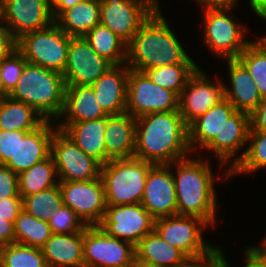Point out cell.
<instances>
[{
  "label": "cell",
  "mask_w": 266,
  "mask_h": 267,
  "mask_svg": "<svg viewBox=\"0 0 266 267\" xmlns=\"http://www.w3.org/2000/svg\"><path fill=\"white\" fill-rule=\"evenodd\" d=\"M190 152L188 126L179 111L136 118L135 158L168 165L187 158Z\"/></svg>",
  "instance_id": "1"
},
{
  "label": "cell",
  "mask_w": 266,
  "mask_h": 267,
  "mask_svg": "<svg viewBox=\"0 0 266 267\" xmlns=\"http://www.w3.org/2000/svg\"><path fill=\"white\" fill-rule=\"evenodd\" d=\"M158 7L127 44L126 65L141 71L178 63H195Z\"/></svg>",
  "instance_id": "2"
},
{
  "label": "cell",
  "mask_w": 266,
  "mask_h": 267,
  "mask_svg": "<svg viewBox=\"0 0 266 267\" xmlns=\"http://www.w3.org/2000/svg\"><path fill=\"white\" fill-rule=\"evenodd\" d=\"M189 157L172 163L177 215L194 216L204 220L209 226L216 220L215 177L209 162Z\"/></svg>",
  "instance_id": "3"
},
{
  "label": "cell",
  "mask_w": 266,
  "mask_h": 267,
  "mask_svg": "<svg viewBox=\"0 0 266 267\" xmlns=\"http://www.w3.org/2000/svg\"><path fill=\"white\" fill-rule=\"evenodd\" d=\"M65 89L61 73L27 62L9 97L31 106L46 120L55 121L63 110Z\"/></svg>",
  "instance_id": "4"
},
{
  "label": "cell",
  "mask_w": 266,
  "mask_h": 267,
  "mask_svg": "<svg viewBox=\"0 0 266 267\" xmlns=\"http://www.w3.org/2000/svg\"><path fill=\"white\" fill-rule=\"evenodd\" d=\"M155 164L133 158L111 159L101 166L107 205L138 204L142 201L149 170Z\"/></svg>",
  "instance_id": "5"
},
{
  "label": "cell",
  "mask_w": 266,
  "mask_h": 267,
  "mask_svg": "<svg viewBox=\"0 0 266 267\" xmlns=\"http://www.w3.org/2000/svg\"><path fill=\"white\" fill-rule=\"evenodd\" d=\"M70 36L55 22L49 27L23 34L16 40V48L32 64L63 74Z\"/></svg>",
  "instance_id": "6"
},
{
  "label": "cell",
  "mask_w": 266,
  "mask_h": 267,
  "mask_svg": "<svg viewBox=\"0 0 266 267\" xmlns=\"http://www.w3.org/2000/svg\"><path fill=\"white\" fill-rule=\"evenodd\" d=\"M172 111H179V97L174 92L156 85L144 72L129 69L125 112L136 119Z\"/></svg>",
  "instance_id": "7"
},
{
  "label": "cell",
  "mask_w": 266,
  "mask_h": 267,
  "mask_svg": "<svg viewBox=\"0 0 266 267\" xmlns=\"http://www.w3.org/2000/svg\"><path fill=\"white\" fill-rule=\"evenodd\" d=\"M204 42L215 55L236 59L250 43L244 40L246 28L228 15L230 9H203ZM249 41V42H248Z\"/></svg>",
  "instance_id": "8"
},
{
  "label": "cell",
  "mask_w": 266,
  "mask_h": 267,
  "mask_svg": "<svg viewBox=\"0 0 266 267\" xmlns=\"http://www.w3.org/2000/svg\"><path fill=\"white\" fill-rule=\"evenodd\" d=\"M50 155L56 167L58 181H89L100 177L102 165L84 153L59 128L52 136Z\"/></svg>",
  "instance_id": "9"
},
{
  "label": "cell",
  "mask_w": 266,
  "mask_h": 267,
  "mask_svg": "<svg viewBox=\"0 0 266 267\" xmlns=\"http://www.w3.org/2000/svg\"><path fill=\"white\" fill-rule=\"evenodd\" d=\"M158 0H100V24L126 44L159 7Z\"/></svg>",
  "instance_id": "10"
},
{
  "label": "cell",
  "mask_w": 266,
  "mask_h": 267,
  "mask_svg": "<svg viewBox=\"0 0 266 267\" xmlns=\"http://www.w3.org/2000/svg\"><path fill=\"white\" fill-rule=\"evenodd\" d=\"M135 247L109 236L99 226H87L83 231L84 267H130Z\"/></svg>",
  "instance_id": "11"
},
{
  "label": "cell",
  "mask_w": 266,
  "mask_h": 267,
  "mask_svg": "<svg viewBox=\"0 0 266 267\" xmlns=\"http://www.w3.org/2000/svg\"><path fill=\"white\" fill-rule=\"evenodd\" d=\"M209 225L194 216H168L154 220V230L164 241L178 248L187 257L209 252L215 245L204 241L202 231Z\"/></svg>",
  "instance_id": "12"
},
{
  "label": "cell",
  "mask_w": 266,
  "mask_h": 267,
  "mask_svg": "<svg viewBox=\"0 0 266 267\" xmlns=\"http://www.w3.org/2000/svg\"><path fill=\"white\" fill-rule=\"evenodd\" d=\"M154 220L141 203L107 205L98 226L109 236L129 242L135 247L154 230Z\"/></svg>",
  "instance_id": "13"
},
{
  "label": "cell",
  "mask_w": 266,
  "mask_h": 267,
  "mask_svg": "<svg viewBox=\"0 0 266 267\" xmlns=\"http://www.w3.org/2000/svg\"><path fill=\"white\" fill-rule=\"evenodd\" d=\"M65 206L71 208L86 226H98L106 209L101 176L89 181H59Z\"/></svg>",
  "instance_id": "14"
},
{
  "label": "cell",
  "mask_w": 266,
  "mask_h": 267,
  "mask_svg": "<svg viewBox=\"0 0 266 267\" xmlns=\"http://www.w3.org/2000/svg\"><path fill=\"white\" fill-rule=\"evenodd\" d=\"M204 73L198 68L179 96V112L187 126L224 99L223 81L214 83Z\"/></svg>",
  "instance_id": "15"
},
{
  "label": "cell",
  "mask_w": 266,
  "mask_h": 267,
  "mask_svg": "<svg viewBox=\"0 0 266 267\" xmlns=\"http://www.w3.org/2000/svg\"><path fill=\"white\" fill-rule=\"evenodd\" d=\"M4 26L15 40L54 23L51 0H3Z\"/></svg>",
  "instance_id": "16"
},
{
  "label": "cell",
  "mask_w": 266,
  "mask_h": 267,
  "mask_svg": "<svg viewBox=\"0 0 266 267\" xmlns=\"http://www.w3.org/2000/svg\"><path fill=\"white\" fill-rule=\"evenodd\" d=\"M112 66L84 37H70L67 63L62 74L66 84L93 85Z\"/></svg>",
  "instance_id": "17"
},
{
  "label": "cell",
  "mask_w": 266,
  "mask_h": 267,
  "mask_svg": "<svg viewBox=\"0 0 266 267\" xmlns=\"http://www.w3.org/2000/svg\"><path fill=\"white\" fill-rule=\"evenodd\" d=\"M141 204L154 219L177 215L172 164H156L149 170Z\"/></svg>",
  "instance_id": "18"
},
{
  "label": "cell",
  "mask_w": 266,
  "mask_h": 267,
  "mask_svg": "<svg viewBox=\"0 0 266 267\" xmlns=\"http://www.w3.org/2000/svg\"><path fill=\"white\" fill-rule=\"evenodd\" d=\"M51 123V120H45L32 131H17L16 152L5 166L19 175L46 159L50 155L51 139L57 129Z\"/></svg>",
  "instance_id": "19"
},
{
  "label": "cell",
  "mask_w": 266,
  "mask_h": 267,
  "mask_svg": "<svg viewBox=\"0 0 266 267\" xmlns=\"http://www.w3.org/2000/svg\"><path fill=\"white\" fill-rule=\"evenodd\" d=\"M129 69L126 63L113 65L91 85L100 107L107 115L126 111Z\"/></svg>",
  "instance_id": "20"
},
{
  "label": "cell",
  "mask_w": 266,
  "mask_h": 267,
  "mask_svg": "<svg viewBox=\"0 0 266 267\" xmlns=\"http://www.w3.org/2000/svg\"><path fill=\"white\" fill-rule=\"evenodd\" d=\"M107 117L81 122H59L57 128L63 130L71 140L88 156L101 165L111 159L107 156L104 131Z\"/></svg>",
  "instance_id": "21"
},
{
  "label": "cell",
  "mask_w": 266,
  "mask_h": 267,
  "mask_svg": "<svg viewBox=\"0 0 266 267\" xmlns=\"http://www.w3.org/2000/svg\"><path fill=\"white\" fill-rule=\"evenodd\" d=\"M233 105L224 98L188 126L190 151L205 149L213 140H222L225 121L235 112ZM197 144V145H196Z\"/></svg>",
  "instance_id": "22"
},
{
  "label": "cell",
  "mask_w": 266,
  "mask_h": 267,
  "mask_svg": "<svg viewBox=\"0 0 266 267\" xmlns=\"http://www.w3.org/2000/svg\"><path fill=\"white\" fill-rule=\"evenodd\" d=\"M250 131V114L235 111L225 121L222 128V140H213L205 149L217 156L221 167L232 162L237 151L248 145ZM229 161V162H228Z\"/></svg>",
  "instance_id": "23"
},
{
  "label": "cell",
  "mask_w": 266,
  "mask_h": 267,
  "mask_svg": "<svg viewBox=\"0 0 266 267\" xmlns=\"http://www.w3.org/2000/svg\"><path fill=\"white\" fill-rule=\"evenodd\" d=\"M226 60L232 88L224 86V98L235 110L251 114L259 105L262 96L247 69L237 59Z\"/></svg>",
  "instance_id": "24"
},
{
  "label": "cell",
  "mask_w": 266,
  "mask_h": 267,
  "mask_svg": "<svg viewBox=\"0 0 266 267\" xmlns=\"http://www.w3.org/2000/svg\"><path fill=\"white\" fill-rule=\"evenodd\" d=\"M108 115L100 107L91 85L66 84L61 122H81L102 119Z\"/></svg>",
  "instance_id": "25"
},
{
  "label": "cell",
  "mask_w": 266,
  "mask_h": 267,
  "mask_svg": "<svg viewBox=\"0 0 266 267\" xmlns=\"http://www.w3.org/2000/svg\"><path fill=\"white\" fill-rule=\"evenodd\" d=\"M104 133L106 153L110 159L134 157L136 134L134 117L127 112L108 115Z\"/></svg>",
  "instance_id": "26"
},
{
  "label": "cell",
  "mask_w": 266,
  "mask_h": 267,
  "mask_svg": "<svg viewBox=\"0 0 266 267\" xmlns=\"http://www.w3.org/2000/svg\"><path fill=\"white\" fill-rule=\"evenodd\" d=\"M41 250L48 267H83V231L52 234Z\"/></svg>",
  "instance_id": "27"
},
{
  "label": "cell",
  "mask_w": 266,
  "mask_h": 267,
  "mask_svg": "<svg viewBox=\"0 0 266 267\" xmlns=\"http://www.w3.org/2000/svg\"><path fill=\"white\" fill-rule=\"evenodd\" d=\"M54 22L70 37H84L100 24V0H81L64 10Z\"/></svg>",
  "instance_id": "28"
},
{
  "label": "cell",
  "mask_w": 266,
  "mask_h": 267,
  "mask_svg": "<svg viewBox=\"0 0 266 267\" xmlns=\"http://www.w3.org/2000/svg\"><path fill=\"white\" fill-rule=\"evenodd\" d=\"M135 256L156 267H177L187 258L178 248L164 241L155 230L138 242Z\"/></svg>",
  "instance_id": "29"
},
{
  "label": "cell",
  "mask_w": 266,
  "mask_h": 267,
  "mask_svg": "<svg viewBox=\"0 0 266 267\" xmlns=\"http://www.w3.org/2000/svg\"><path fill=\"white\" fill-rule=\"evenodd\" d=\"M46 119L27 104L6 97L0 101V130L32 131Z\"/></svg>",
  "instance_id": "30"
},
{
  "label": "cell",
  "mask_w": 266,
  "mask_h": 267,
  "mask_svg": "<svg viewBox=\"0 0 266 267\" xmlns=\"http://www.w3.org/2000/svg\"><path fill=\"white\" fill-rule=\"evenodd\" d=\"M248 143L249 147L224 171V178L266 168V132L249 131Z\"/></svg>",
  "instance_id": "31"
},
{
  "label": "cell",
  "mask_w": 266,
  "mask_h": 267,
  "mask_svg": "<svg viewBox=\"0 0 266 267\" xmlns=\"http://www.w3.org/2000/svg\"><path fill=\"white\" fill-rule=\"evenodd\" d=\"M84 38L101 57L112 65L126 63L127 44L108 27L98 24Z\"/></svg>",
  "instance_id": "32"
},
{
  "label": "cell",
  "mask_w": 266,
  "mask_h": 267,
  "mask_svg": "<svg viewBox=\"0 0 266 267\" xmlns=\"http://www.w3.org/2000/svg\"><path fill=\"white\" fill-rule=\"evenodd\" d=\"M54 161L49 155L46 159L31 166L18 175V192L24 198L27 195L52 188L59 184Z\"/></svg>",
  "instance_id": "33"
},
{
  "label": "cell",
  "mask_w": 266,
  "mask_h": 267,
  "mask_svg": "<svg viewBox=\"0 0 266 267\" xmlns=\"http://www.w3.org/2000/svg\"><path fill=\"white\" fill-rule=\"evenodd\" d=\"M198 68L195 63H178L147 69L143 72L153 83L174 92L179 97L189 78Z\"/></svg>",
  "instance_id": "34"
},
{
  "label": "cell",
  "mask_w": 266,
  "mask_h": 267,
  "mask_svg": "<svg viewBox=\"0 0 266 267\" xmlns=\"http://www.w3.org/2000/svg\"><path fill=\"white\" fill-rule=\"evenodd\" d=\"M15 243L41 248L52 236L48 221H42L22 209L14 221Z\"/></svg>",
  "instance_id": "35"
},
{
  "label": "cell",
  "mask_w": 266,
  "mask_h": 267,
  "mask_svg": "<svg viewBox=\"0 0 266 267\" xmlns=\"http://www.w3.org/2000/svg\"><path fill=\"white\" fill-rule=\"evenodd\" d=\"M63 205L59 184L23 198V209L42 221H48Z\"/></svg>",
  "instance_id": "36"
},
{
  "label": "cell",
  "mask_w": 266,
  "mask_h": 267,
  "mask_svg": "<svg viewBox=\"0 0 266 267\" xmlns=\"http://www.w3.org/2000/svg\"><path fill=\"white\" fill-rule=\"evenodd\" d=\"M0 267H48L41 248L12 243L0 247Z\"/></svg>",
  "instance_id": "37"
},
{
  "label": "cell",
  "mask_w": 266,
  "mask_h": 267,
  "mask_svg": "<svg viewBox=\"0 0 266 267\" xmlns=\"http://www.w3.org/2000/svg\"><path fill=\"white\" fill-rule=\"evenodd\" d=\"M249 72L262 97L266 96V49L256 40L236 58Z\"/></svg>",
  "instance_id": "38"
},
{
  "label": "cell",
  "mask_w": 266,
  "mask_h": 267,
  "mask_svg": "<svg viewBox=\"0 0 266 267\" xmlns=\"http://www.w3.org/2000/svg\"><path fill=\"white\" fill-rule=\"evenodd\" d=\"M27 62L28 61L17 48H14L8 55L0 59V74L8 94H10L17 85Z\"/></svg>",
  "instance_id": "39"
},
{
  "label": "cell",
  "mask_w": 266,
  "mask_h": 267,
  "mask_svg": "<svg viewBox=\"0 0 266 267\" xmlns=\"http://www.w3.org/2000/svg\"><path fill=\"white\" fill-rule=\"evenodd\" d=\"M48 224L53 234L79 233L87 227L77 214L65 205L49 218Z\"/></svg>",
  "instance_id": "40"
},
{
  "label": "cell",
  "mask_w": 266,
  "mask_h": 267,
  "mask_svg": "<svg viewBox=\"0 0 266 267\" xmlns=\"http://www.w3.org/2000/svg\"><path fill=\"white\" fill-rule=\"evenodd\" d=\"M22 197L18 192V175L5 165H0V199Z\"/></svg>",
  "instance_id": "41"
},
{
  "label": "cell",
  "mask_w": 266,
  "mask_h": 267,
  "mask_svg": "<svg viewBox=\"0 0 266 267\" xmlns=\"http://www.w3.org/2000/svg\"><path fill=\"white\" fill-rule=\"evenodd\" d=\"M220 247H213L209 252L197 256L187 257L177 267H215L222 260Z\"/></svg>",
  "instance_id": "42"
},
{
  "label": "cell",
  "mask_w": 266,
  "mask_h": 267,
  "mask_svg": "<svg viewBox=\"0 0 266 267\" xmlns=\"http://www.w3.org/2000/svg\"><path fill=\"white\" fill-rule=\"evenodd\" d=\"M17 148V131L0 130V165L14 156Z\"/></svg>",
  "instance_id": "43"
},
{
  "label": "cell",
  "mask_w": 266,
  "mask_h": 267,
  "mask_svg": "<svg viewBox=\"0 0 266 267\" xmlns=\"http://www.w3.org/2000/svg\"><path fill=\"white\" fill-rule=\"evenodd\" d=\"M250 131L266 132V96L250 114Z\"/></svg>",
  "instance_id": "44"
},
{
  "label": "cell",
  "mask_w": 266,
  "mask_h": 267,
  "mask_svg": "<svg viewBox=\"0 0 266 267\" xmlns=\"http://www.w3.org/2000/svg\"><path fill=\"white\" fill-rule=\"evenodd\" d=\"M22 209V197L0 199V217H17Z\"/></svg>",
  "instance_id": "45"
},
{
  "label": "cell",
  "mask_w": 266,
  "mask_h": 267,
  "mask_svg": "<svg viewBox=\"0 0 266 267\" xmlns=\"http://www.w3.org/2000/svg\"><path fill=\"white\" fill-rule=\"evenodd\" d=\"M17 217H0V247L15 243L14 221Z\"/></svg>",
  "instance_id": "46"
},
{
  "label": "cell",
  "mask_w": 266,
  "mask_h": 267,
  "mask_svg": "<svg viewBox=\"0 0 266 267\" xmlns=\"http://www.w3.org/2000/svg\"><path fill=\"white\" fill-rule=\"evenodd\" d=\"M244 253L247 262L244 267H266V254L259 246L247 247Z\"/></svg>",
  "instance_id": "47"
},
{
  "label": "cell",
  "mask_w": 266,
  "mask_h": 267,
  "mask_svg": "<svg viewBox=\"0 0 266 267\" xmlns=\"http://www.w3.org/2000/svg\"><path fill=\"white\" fill-rule=\"evenodd\" d=\"M14 48H16V40L5 26L0 27V59L8 55Z\"/></svg>",
  "instance_id": "48"
},
{
  "label": "cell",
  "mask_w": 266,
  "mask_h": 267,
  "mask_svg": "<svg viewBox=\"0 0 266 267\" xmlns=\"http://www.w3.org/2000/svg\"><path fill=\"white\" fill-rule=\"evenodd\" d=\"M199 3L201 9H230L234 8V5L238 0H196Z\"/></svg>",
  "instance_id": "49"
},
{
  "label": "cell",
  "mask_w": 266,
  "mask_h": 267,
  "mask_svg": "<svg viewBox=\"0 0 266 267\" xmlns=\"http://www.w3.org/2000/svg\"><path fill=\"white\" fill-rule=\"evenodd\" d=\"M81 0H51L52 2V15L54 20L66 9L76 5Z\"/></svg>",
  "instance_id": "50"
},
{
  "label": "cell",
  "mask_w": 266,
  "mask_h": 267,
  "mask_svg": "<svg viewBox=\"0 0 266 267\" xmlns=\"http://www.w3.org/2000/svg\"><path fill=\"white\" fill-rule=\"evenodd\" d=\"M249 4L255 15L266 21V0H249Z\"/></svg>",
  "instance_id": "51"
},
{
  "label": "cell",
  "mask_w": 266,
  "mask_h": 267,
  "mask_svg": "<svg viewBox=\"0 0 266 267\" xmlns=\"http://www.w3.org/2000/svg\"><path fill=\"white\" fill-rule=\"evenodd\" d=\"M130 267H156V266L151 264L150 262H146L141 259H138L135 256Z\"/></svg>",
  "instance_id": "52"
},
{
  "label": "cell",
  "mask_w": 266,
  "mask_h": 267,
  "mask_svg": "<svg viewBox=\"0 0 266 267\" xmlns=\"http://www.w3.org/2000/svg\"><path fill=\"white\" fill-rule=\"evenodd\" d=\"M6 97H9V94L6 92L3 81H2V77L0 74V101H2L3 99H5Z\"/></svg>",
  "instance_id": "53"
},
{
  "label": "cell",
  "mask_w": 266,
  "mask_h": 267,
  "mask_svg": "<svg viewBox=\"0 0 266 267\" xmlns=\"http://www.w3.org/2000/svg\"><path fill=\"white\" fill-rule=\"evenodd\" d=\"M221 252H222V260L215 266V267H230L229 266V264H228V262H227V260L225 259V256H223L224 255V253H223V251L221 250Z\"/></svg>",
  "instance_id": "54"
},
{
  "label": "cell",
  "mask_w": 266,
  "mask_h": 267,
  "mask_svg": "<svg viewBox=\"0 0 266 267\" xmlns=\"http://www.w3.org/2000/svg\"><path fill=\"white\" fill-rule=\"evenodd\" d=\"M0 22H4V12H3V0H0ZM0 23V27H3L4 24Z\"/></svg>",
  "instance_id": "55"
},
{
  "label": "cell",
  "mask_w": 266,
  "mask_h": 267,
  "mask_svg": "<svg viewBox=\"0 0 266 267\" xmlns=\"http://www.w3.org/2000/svg\"><path fill=\"white\" fill-rule=\"evenodd\" d=\"M266 49V36H261L257 40Z\"/></svg>",
  "instance_id": "56"
},
{
  "label": "cell",
  "mask_w": 266,
  "mask_h": 267,
  "mask_svg": "<svg viewBox=\"0 0 266 267\" xmlns=\"http://www.w3.org/2000/svg\"><path fill=\"white\" fill-rule=\"evenodd\" d=\"M263 243L262 244V247H259L262 251H266V236L264 238V240L262 241Z\"/></svg>",
  "instance_id": "57"
}]
</instances>
